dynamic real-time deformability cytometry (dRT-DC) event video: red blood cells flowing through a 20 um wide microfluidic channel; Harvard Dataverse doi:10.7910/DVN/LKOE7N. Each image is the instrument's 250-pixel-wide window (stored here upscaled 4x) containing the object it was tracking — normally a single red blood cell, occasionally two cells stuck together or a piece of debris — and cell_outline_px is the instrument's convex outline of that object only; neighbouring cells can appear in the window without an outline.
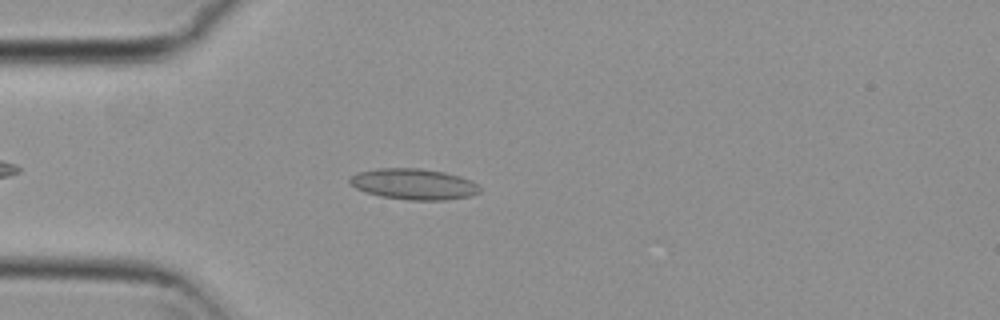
{"species": "common noctule bat (a hibernating species)", "species_latin": "Nyctalus noctula", "temperature_condition": "cold", "stored_images_in_passage": 41, "camera_frame_rate_fps": 3000, "um_per_image_px": 0.085, "animal": {"sex": "female", "body_mass_g": 29.2, "forearm_length_mm": 56.3}, "frame": {"image": 1, "passage_image": 8, "time_ms": 2.333, "image_size_px": [1000, 320], "cell_outline_px": [[480, 192], [472, 196], [444, 200], [408, 200], [380, 196], [364, 192], [356, 188], [348, 180], [356, 172], [380, 168], [420, 168], [444, 172], [460, 176], [476, 184], [480, 188]], "centroid_in_image_um": [35.15, 15.65], "position_along_channel_um": 49.8, "area_um2": 23.41}}
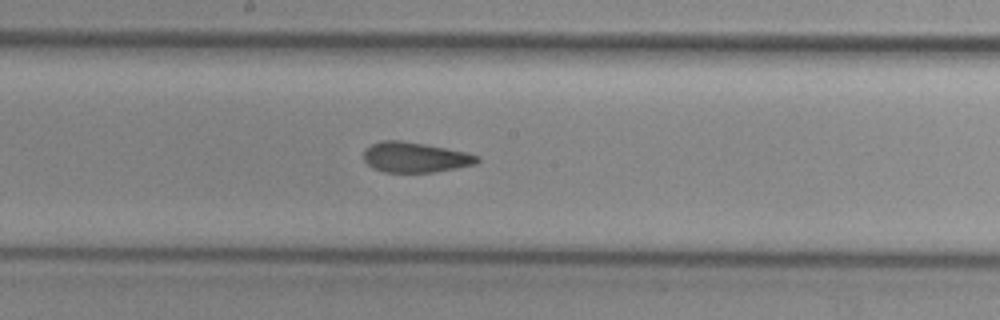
{"frame": {"image": 2, "passage_image": 22, "time_ms": 7.0, "image_size_px": [1000, 320], "cell_outline_px": [[480, 160], [476, 164], [456, 168], [432, 172], [384, 172], [372, 168], [364, 160], [364, 148], [380, 140], [400, 140], [424, 144], [468, 152], [480, 156]], "centroid_in_image_um": [35.28, 13.36], "position_along_channel_um": 212.9, "area_um2": 20.11}}
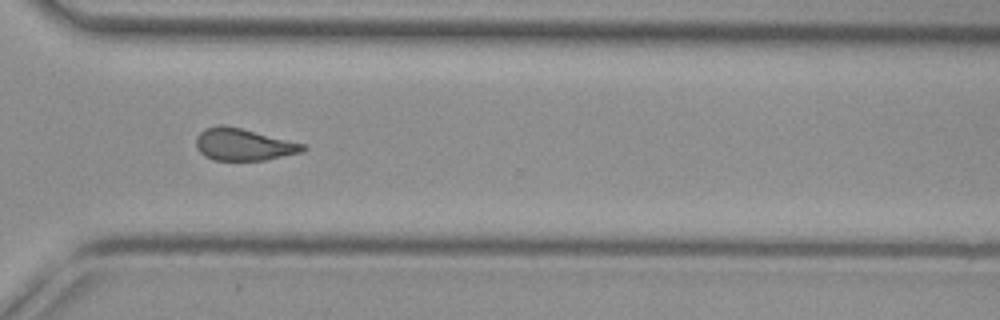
{"frame": {"image": 3, "passage_image": 33, "time_ms": 10.667, "image_size_px": [1000, 320], "cell_outline_px": [[308, 148], [300, 152], [264, 160], [212, 160], [204, 156], [196, 148], [196, 136], [204, 128], [220, 124], [224, 124], [304, 144]], "centroid_in_image_um": [20.63, 12.28], "position_along_channel_um": 350.0, "area_um2": 19.83}, "authors_computed_cell_mechanics": {"area_um2": 20.6346, "velocity_mm_per_s": 3.7392, "shape_relaxation_time_tau1_ms": null, "shape_relaxation_time_tau2_ms": 2.3436, "deformation_change_tau1": null, "deformation_change_tau2": 0.097}}